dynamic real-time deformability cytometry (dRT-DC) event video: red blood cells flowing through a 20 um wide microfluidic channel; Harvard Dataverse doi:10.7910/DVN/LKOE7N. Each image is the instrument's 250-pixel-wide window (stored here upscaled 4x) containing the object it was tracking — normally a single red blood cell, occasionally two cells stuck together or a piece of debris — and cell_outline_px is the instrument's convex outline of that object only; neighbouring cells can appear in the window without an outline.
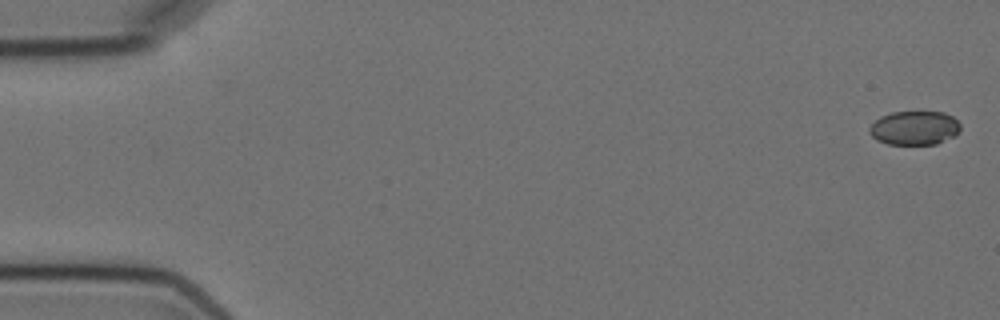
{"species": "Egyptian fruit bat (a non-hibernating species)", "species_latin": "Rousettus aegyptiacus", "temperature_condition": "cold", "stored_images_in_passage": 4, "camera_frame_rate_fps": 3000, "um_per_image_px": 0.085, "animal": {"sex": "female"}, "frame": {"image": 1, "passage_image": 1, "time_ms": 0.0, "image_size_px": [1000, 320], "cell_outline_px": [[960, 128], [952, 136], [936, 144], [888, 144], [876, 140], [868, 132], [868, 128], [880, 116], [892, 112], [944, 112], [952, 116], [960, 124]], "centroid_in_image_um": [77.68, 10.87], "position_along_channel_um": 7.3, "area_um2": 17.86}}
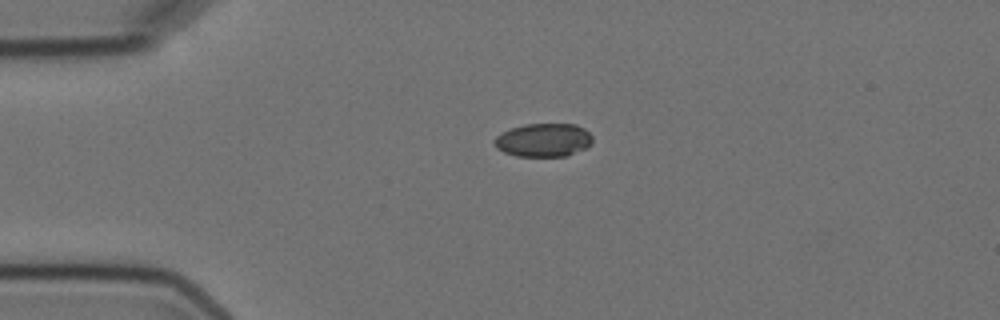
{"frame": {"image": 2, "passage_image": 4, "time_ms": 4.0, "image_size_px": [1000, 320], "cell_outline_px": [[592, 144], [568, 156], [516, 156], [504, 152], [496, 148], [492, 140], [496, 136], [512, 128], [524, 124], [576, 124], [584, 128], [592, 136]], "centroid_in_image_um": [46.19, 11.91], "position_along_channel_um": 38.8, "area_um2": 19.13}}